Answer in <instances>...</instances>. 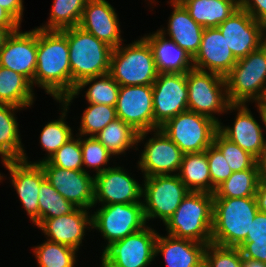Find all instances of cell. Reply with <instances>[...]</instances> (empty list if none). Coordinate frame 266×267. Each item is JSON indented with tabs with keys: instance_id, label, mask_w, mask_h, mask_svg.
Returning a JSON list of instances; mask_svg holds the SVG:
<instances>
[{
	"instance_id": "cell-1",
	"label": "cell",
	"mask_w": 266,
	"mask_h": 267,
	"mask_svg": "<svg viewBox=\"0 0 266 267\" xmlns=\"http://www.w3.org/2000/svg\"><path fill=\"white\" fill-rule=\"evenodd\" d=\"M43 89L54 101L71 94V67L67 29L37 28V63L34 88Z\"/></svg>"
},
{
	"instance_id": "cell-2",
	"label": "cell",
	"mask_w": 266,
	"mask_h": 267,
	"mask_svg": "<svg viewBox=\"0 0 266 267\" xmlns=\"http://www.w3.org/2000/svg\"><path fill=\"white\" fill-rule=\"evenodd\" d=\"M258 211L256 197L213 198L211 243L239 247Z\"/></svg>"
},
{
	"instance_id": "cell-3",
	"label": "cell",
	"mask_w": 266,
	"mask_h": 267,
	"mask_svg": "<svg viewBox=\"0 0 266 267\" xmlns=\"http://www.w3.org/2000/svg\"><path fill=\"white\" fill-rule=\"evenodd\" d=\"M165 234L202 244L211 243L213 194L189 192L173 215L163 225Z\"/></svg>"
},
{
	"instance_id": "cell-4",
	"label": "cell",
	"mask_w": 266,
	"mask_h": 267,
	"mask_svg": "<svg viewBox=\"0 0 266 267\" xmlns=\"http://www.w3.org/2000/svg\"><path fill=\"white\" fill-rule=\"evenodd\" d=\"M71 93L82 80L109 73L113 48L79 26L67 28Z\"/></svg>"
},
{
	"instance_id": "cell-5",
	"label": "cell",
	"mask_w": 266,
	"mask_h": 267,
	"mask_svg": "<svg viewBox=\"0 0 266 267\" xmlns=\"http://www.w3.org/2000/svg\"><path fill=\"white\" fill-rule=\"evenodd\" d=\"M225 79L231 104H265L266 42L238 59Z\"/></svg>"
},
{
	"instance_id": "cell-6",
	"label": "cell",
	"mask_w": 266,
	"mask_h": 267,
	"mask_svg": "<svg viewBox=\"0 0 266 267\" xmlns=\"http://www.w3.org/2000/svg\"><path fill=\"white\" fill-rule=\"evenodd\" d=\"M109 74L120 86L153 85L158 72L148 42L141 36L114 48Z\"/></svg>"
},
{
	"instance_id": "cell-7",
	"label": "cell",
	"mask_w": 266,
	"mask_h": 267,
	"mask_svg": "<svg viewBox=\"0 0 266 267\" xmlns=\"http://www.w3.org/2000/svg\"><path fill=\"white\" fill-rule=\"evenodd\" d=\"M255 107H257L258 118H260L258 121L253 116L254 113L251 112L249 104H231L225 114L235 112L233 123L225 125V123L220 122L218 131L241 149L249 152L258 161L265 163L266 106L265 104H255Z\"/></svg>"
},
{
	"instance_id": "cell-8",
	"label": "cell",
	"mask_w": 266,
	"mask_h": 267,
	"mask_svg": "<svg viewBox=\"0 0 266 267\" xmlns=\"http://www.w3.org/2000/svg\"><path fill=\"white\" fill-rule=\"evenodd\" d=\"M187 86L188 110L206 116L217 124L222 122L219 116L225 114L231 105L226 79L218 74L193 68L187 72Z\"/></svg>"
},
{
	"instance_id": "cell-9",
	"label": "cell",
	"mask_w": 266,
	"mask_h": 267,
	"mask_svg": "<svg viewBox=\"0 0 266 267\" xmlns=\"http://www.w3.org/2000/svg\"><path fill=\"white\" fill-rule=\"evenodd\" d=\"M149 134L151 136H148ZM141 144L144 147L139 150L136 168L141 171L143 178L178 175L184 153L160 128L140 132L137 145L141 146Z\"/></svg>"
},
{
	"instance_id": "cell-10",
	"label": "cell",
	"mask_w": 266,
	"mask_h": 267,
	"mask_svg": "<svg viewBox=\"0 0 266 267\" xmlns=\"http://www.w3.org/2000/svg\"><path fill=\"white\" fill-rule=\"evenodd\" d=\"M189 192L178 175L143 178L142 203L146 223L158 219L164 225Z\"/></svg>"
},
{
	"instance_id": "cell-11",
	"label": "cell",
	"mask_w": 266,
	"mask_h": 267,
	"mask_svg": "<svg viewBox=\"0 0 266 267\" xmlns=\"http://www.w3.org/2000/svg\"><path fill=\"white\" fill-rule=\"evenodd\" d=\"M91 211H93L92 229L100 232L101 237L106 242L101 246L102 252L112 243L143 229L147 225L143 203L98 205L96 211L95 208Z\"/></svg>"
},
{
	"instance_id": "cell-12",
	"label": "cell",
	"mask_w": 266,
	"mask_h": 267,
	"mask_svg": "<svg viewBox=\"0 0 266 267\" xmlns=\"http://www.w3.org/2000/svg\"><path fill=\"white\" fill-rule=\"evenodd\" d=\"M158 231L150 224L109 245L101 256L100 267H149L154 265Z\"/></svg>"
},
{
	"instance_id": "cell-13",
	"label": "cell",
	"mask_w": 266,
	"mask_h": 267,
	"mask_svg": "<svg viewBox=\"0 0 266 267\" xmlns=\"http://www.w3.org/2000/svg\"><path fill=\"white\" fill-rule=\"evenodd\" d=\"M160 129L185 153L202 152L213 143L218 124L190 110L169 119Z\"/></svg>"
},
{
	"instance_id": "cell-14",
	"label": "cell",
	"mask_w": 266,
	"mask_h": 267,
	"mask_svg": "<svg viewBox=\"0 0 266 267\" xmlns=\"http://www.w3.org/2000/svg\"><path fill=\"white\" fill-rule=\"evenodd\" d=\"M154 129L188 110L187 73H161L152 85Z\"/></svg>"
},
{
	"instance_id": "cell-15",
	"label": "cell",
	"mask_w": 266,
	"mask_h": 267,
	"mask_svg": "<svg viewBox=\"0 0 266 267\" xmlns=\"http://www.w3.org/2000/svg\"><path fill=\"white\" fill-rule=\"evenodd\" d=\"M114 163L115 166L94 176L93 208L113 203H142V183L128 169Z\"/></svg>"
},
{
	"instance_id": "cell-16",
	"label": "cell",
	"mask_w": 266,
	"mask_h": 267,
	"mask_svg": "<svg viewBox=\"0 0 266 267\" xmlns=\"http://www.w3.org/2000/svg\"><path fill=\"white\" fill-rule=\"evenodd\" d=\"M238 60L266 42V26L239 7L218 27Z\"/></svg>"
},
{
	"instance_id": "cell-17",
	"label": "cell",
	"mask_w": 266,
	"mask_h": 267,
	"mask_svg": "<svg viewBox=\"0 0 266 267\" xmlns=\"http://www.w3.org/2000/svg\"><path fill=\"white\" fill-rule=\"evenodd\" d=\"M8 170L10 184L16 191L30 222L39 224V191L41 183L46 179L40 163H30L20 160L4 161L2 164Z\"/></svg>"
},
{
	"instance_id": "cell-18",
	"label": "cell",
	"mask_w": 266,
	"mask_h": 267,
	"mask_svg": "<svg viewBox=\"0 0 266 267\" xmlns=\"http://www.w3.org/2000/svg\"><path fill=\"white\" fill-rule=\"evenodd\" d=\"M46 180L78 208L94 207V176L84 170H68L53 166L48 160L40 163ZM92 208V209H91Z\"/></svg>"
},
{
	"instance_id": "cell-19",
	"label": "cell",
	"mask_w": 266,
	"mask_h": 267,
	"mask_svg": "<svg viewBox=\"0 0 266 267\" xmlns=\"http://www.w3.org/2000/svg\"><path fill=\"white\" fill-rule=\"evenodd\" d=\"M152 85L120 86L117 118L131 125L137 132L154 130Z\"/></svg>"
},
{
	"instance_id": "cell-20",
	"label": "cell",
	"mask_w": 266,
	"mask_h": 267,
	"mask_svg": "<svg viewBox=\"0 0 266 267\" xmlns=\"http://www.w3.org/2000/svg\"><path fill=\"white\" fill-rule=\"evenodd\" d=\"M37 63V27L12 32L0 51V66L25 76L34 89Z\"/></svg>"
},
{
	"instance_id": "cell-21",
	"label": "cell",
	"mask_w": 266,
	"mask_h": 267,
	"mask_svg": "<svg viewBox=\"0 0 266 267\" xmlns=\"http://www.w3.org/2000/svg\"><path fill=\"white\" fill-rule=\"evenodd\" d=\"M37 228L49 241L67 245L80 251L87 231L92 229V211L77 208L70 214L44 219ZM85 236V237H84Z\"/></svg>"
},
{
	"instance_id": "cell-22",
	"label": "cell",
	"mask_w": 266,
	"mask_h": 267,
	"mask_svg": "<svg viewBox=\"0 0 266 267\" xmlns=\"http://www.w3.org/2000/svg\"><path fill=\"white\" fill-rule=\"evenodd\" d=\"M116 11L107 0H87L78 26L113 49L117 48L127 40L122 37Z\"/></svg>"
},
{
	"instance_id": "cell-23",
	"label": "cell",
	"mask_w": 266,
	"mask_h": 267,
	"mask_svg": "<svg viewBox=\"0 0 266 267\" xmlns=\"http://www.w3.org/2000/svg\"><path fill=\"white\" fill-rule=\"evenodd\" d=\"M236 63L221 31L217 27L204 28L200 48L193 57L194 68L225 78Z\"/></svg>"
},
{
	"instance_id": "cell-24",
	"label": "cell",
	"mask_w": 266,
	"mask_h": 267,
	"mask_svg": "<svg viewBox=\"0 0 266 267\" xmlns=\"http://www.w3.org/2000/svg\"><path fill=\"white\" fill-rule=\"evenodd\" d=\"M167 4L173 11L168 17L167 27L161 25L158 30L193 58L200 48L204 27L195 22L177 0H169Z\"/></svg>"
},
{
	"instance_id": "cell-25",
	"label": "cell",
	"mask_w": 266,
	"mask_h": 267,
	"mask_svg": "<svg viewBox=\"0 0 266 267\" xmlns=\"http://www.w3.org/2000/svg\"><path fill=\"white\" fill-rule=\"evenodd\" d=\"M163 235L158 232L155 258L162 256L166 267H199L205 260L207 244Z\"/></svg>"
},
{
	"instance_id": "cell-26",
	"label": "cell",
	"mask_w": 266,
	"mask_h": 267,
	"mask_svg": "<svg viewBox=\"0 0 266 267\" xmlns=\"http://www.w3.org/2000/svg\"><path fill=\"white\" fill-rule=\"evenodd\" d=\"M150 45L158 74L187 73L193 69V58L158 29L142 36Z\"/></svg>"
},
{
	"instance_id": "cell-27",
	"label": "cell",
	"mask_w": 266,
	"mask_h": 267,
	"mask_svg": "<svg viewBox=\"0 0 266 267\" xmlns=\"http://www.w3.org/2000/svg\"><path fill=\"white\" fill-rule=\"evenodd\" d=\"M119 89L120 85L118 82L115 81L108 73L102 76L90 77L82 80L76 85L73 93L65 96L61 101L70 108L73 104V100L78 98L79 94L81 95L84 92V95L82 94L81 96H84L87 103L103 104L115 107L117 104Z\"/></svg>"
},
{
	"instance_id": "cell-28",
	"label": "cell",
	"mask_w": 266,
	"mask_h": 267,
	"mask_svg": "<svg viewBox=\"0 0 266 267\" xmlns=\"http://www.w3.org/2000/svg\"><path fill=\"white\" fill-rule=\"evenodd\" d=\"M21 110L11 104H0V157L1 163L9 160H20L25 150L22 143L17 113ZM17 112V113H16Z\"/></svg>"
},
{
	"instance_id": "cell-29",
	"label": "cell",
	"mask_w": 266,
	"mask_h": 267,
	"mask_svg": "<svg viewBox=\"0 0 266 267\" xmlns=\"http://www.w3.org/2000/svg\"><path fill=\"white\" fill-rule=\"evenodd\" d=\"M56 102L59 103V117L46 122L44 126L42 125L40 131L39 144H41L42 151H45V156L41 159L30 161L29 156L25 152L22 160L30 163L47 161L74 136V128L72 126L70 127V124L66 121L70 108H68L62 101Z\"/></svg>"
},
{
	"instance_id": "cell-30",
	"label": "cell",
	"mask_w": 266,
	"mask_h": 267,
	"mask_svg": "<svg viewBox=\"0 0 266 267\" xmlns=\"http://www.w3.org/2000/svg\"><path fill=\"white\" fill-rule=\"evenodd\" d=\"M204 28L218 27L240 7V0H177Z\"/></svg>"
},
{
	"instance_id": "cell-31",
	"label": "cell",
	"mask_w": 266,
	"mask_h": 267,
	"mask_svg": "<svg viewBox=\"0 0 266 267\" xmlns=\"http://www.w3.org/2000/svg\"><path fill=\"white\" fill-rule=\"evenodd\" d=\"M34 90L25 76L0 66V104L31 108L37 99Z\"/></svg>"
},
{
	"instance_id": "cell-32",
	"label": "cell",
	"mask_w": 266,
	"mask_h": 267,
	"mask_svg": "<svg viewBox=\"0 0 266 267\" xmlns=\"http://www.w3.org/2000/svg\"><path fill=\"white\" fill-rule=\"evenodd\" d=\"M137 132L131 125L116 118L109 123L95 138L112 154V156L120 159V155L127 154L130 149L138 151Z\"/></svg>"
},
{
	"instance_id": "cell-33",
	"label": "cell",
	"mask_w": 266,
	"mask_h": 267,
	"mask_svg": "<svg viewBox=\"0 0 266 267\" xmlns=\"http://www.w3.org/2000/svg\"><path fill=\"white\" fill-rule=\"evenodd\" d=\"M263 164L258 161L251 169L233 172L216 188L213 198L255 197L258 184L263 178Z\"/></svg>"
},
{
	"instance_id": "cell-34",
	"label": "cell",
	"mask_w": 266,
	"mask_h": 267,
	"mask_svg": "<svg viewBox=\"0 0 266 267\" xmlns=\"http://www.w3.org/2000/svg\"><path fill=\"white\" fill-rule=\"evenodd\" d=\"M178 176L190 191L211 193V176L206 150L185 153Z\"/></svg>"
},
{
	"instance_id": "cell-35",
	"label": "cell",
	"mask_w": 266,
	"mask_h": 267,
	"mask_svg": "<svg viewBox=\"0 0 266 267\" xmlns=\"http://www.w3.org/2000/svg\"><path fill=\"white\" fill-rule=\"evenodd\" d=\"M87 0H53L48 21L37 26L43 30H64L79 25Z\"/></svg>"
},
{
	"instance_id": "cell-36",
	"label": "cell",
	"mask_w": 266,
	"mask_h": 267,
	"mask_svg": "<svg viewBox=\"0 0 266 267\" xmlns=\"http://www.w3.org/2000/svg\"><path fill=\"white\" fill-rule=\"evenodd\" d=\"M37 267H75L78 258L76 249L67 245L44 240L41 244L32 247Z\"/></svg>"
},
{
	"instance_id": "cell-37",
	"label": "cell",
	"mask_w": 266,
	"mask_h": 267,
	"mask_svg": "<svg viewBox=\"0 0 266 267\" xmlns=\"http://www.w3.org/2000/svg\"><path fill=\"white\" fill-rule=\"evenodd\" d=\"M86 107L80 116L81 122L76 135L95 137L117 118L116 108L113 106L88 103Z\"/></svg>"
},
{
	"instance_id": "cell-38",
	"label": "cell",
	"mask_w": 266,
	"mask_h": 267,
	"mask_svg": "<svg viewBox=\"0 0 266 267\" xmlns=\"http://www.w3.org/2000/svg\"><path fill=\"white\" fill-rule=\"evenodd\" d=\"M38 205L39 223L44 219L70 214L78 208L60 195L46 179L40 186Z\"/></svg>"
},
{
	"instance_id": "cell-39",
	"label": "cell",
	"mask_w": 266,
	"mask_h": 267,
	"mask_svg": "<svg viewBox=\"0 0 266 267\" xmlns=\"http://www.w3.org/2000/svg\"><path fill=\"white\" fill-rule=\"evenodd\" d=\"M80 146L83 156V170L89 174L91 173V175L93 174V176L110 168L111 163L109 162L112 158L113 161H116L95 137L80 135Z\"/></svg>"
},
{
	"instance_id": "cell-40",
	"label": "cell",
	"mask_w": 266,
	"mask_h": 267,
	"mask_svg": "<svg viewBox=\"0 0 266 267\" xmlns=\"http://www.w3.org/2000/svg\"><path fill=\"white\" fill-rule=\"evenodd\" d=\"M213 144L221 151L232 172L251 169L258 162L249 152L225 138L219 131L214 135Z\"/></svg>"
},
{
	"instance_id": "cell-41",
	"label": "cell",
	"mask_w": 266,
	"mask_h": 267,
	"mask_svg": "<svg viewBox=\"0 0 266 267\" xmlns=\"http://www.w3.org/2000/svg\"><path fill=\"white\" fill-rule=\"evenodd\" d=\"M53 166L68 170H83L80 135H74L48 160Z\"/></svg>"
},
{
	"instance_id": "cell-42",
	"label": "cell",
	"mask_w": 266,
	"mask_h": 267,
	"mask_svg": "<svg viewBox=\"0 0 266 267\" xmlns=\"http://www.w3.org/2000/svg\"><path fill=\"white\" fill-rule=\"evenodd\" d=\"M205 261L211 267H243L239 247H224L209 243L205 249Z\"/></svg>"
},
{
	"instance_id": "cell-43",
	"label": "cell",
	"mask_w": 266,
	"mask_h": 267,
	"mask_svg": "<svg viewBox=\"0 0 266 267\" xmlns=\"http://www.w3.org/2000/svg\"><path fill=\"white\" fill-rule=\"evenodd\" d=\"M211 176V193L214 194L225 180L233 173L221 151L212 143L206 150Z\"/></svg>"
},
{
	"instance_id": "cell-44",
	"label": "cell",
	"mask_w": 266,
	"mask_h": 267,
	"mask_svg": "<svg viewBox=\"0 0 266 267\" xmlns=\"http://www.w3.org/2000/svg\"><path fill=\"white\" fill-rule=\"evenodd\" d=\"M244 242H254V244H266V213L257 211L250 232H248Z\"/></svg>"
},
{
	"instance_id": "cell-45",
	"label": "cell",
	"mask_w": 266,
	"mask_h": 267,
	"mask_svg": "<svg viewBox=\"0 0 266 267\" xmlns=\"http://www.w3.org/2000/svg\"><path fill=\"white\" fill-rule=\"evenodd\" d=\"M240 7L266 26V0H240Z\"/></svg>"
},
{
	"instance_id": "cell-46",
	"label": "cell",
	"mask_w": 266,
	"mask_h": 267,
	"mask_svg": "<svg viewBox=\"0 0 266 267\" xmlns=\"http://www.w3.org/2000/svg\"><path fill=\"white\" fill-rule=\"evenodd\" d=\"M242 257L266 263V244L243 242L240 246Z\"/></svg>"
},
{
	"instance_id": "cell-47",
	"label": "cell",
	"mask_w": 266,
	"mask_h": 267,
	"mask_svg": "<svg viewBox=\"0 0 266 267\" xmlns=\"http://www.w3.org/2000/svg\"><path fill=\"white\" fill-rule=\"evenodd\" d=\"M24 0H0V7L9 12L20 24L24 17Z\"/></svg>"
},
{
	"instance_id": "cell-48",
	"label": "cell",
	"mask_w": 266,
	"mask_h": 267,
	"mask_svg": "<svg viewBox=\"0 0 266 267\" xmlns=\"http://www.w3.org/2000/svg\"><path fill=\"white\" fill-rule=\"evenodd\" d=\"M21 25L9 12L0 7V27H7L14 32L21 28Z\"/></svg>"
},
{
	"instance_id": "cell-49",
	"label": "cell",
	"mask_w": 266,
	"mask_h": 267,
	"mask_svg": "<svg viewBox=\"0 0 266 267\" xmlns=\"http://www.w3.org/2000/svg\"><path fill=\"white\" fill-rule=\"evenodd\" d=\"M258 211L266 213V181L262 178L255 194Z\"/></svg>"
},
{
	"instance_id": "cell-50",
	"label": "cell",
	"mask_w": 266,
	"mask_h": 267,
	"mask_svg": "<svg viewBox=\"0 0 266 267\" xmlns=\"http://www.w3.org/2000/svg\"><path fill=\"white\" fill-rule=\"evenodd\" d=\"M243 267H266V263L257 260L243 258Z\"/></svg>"
},
{
	"instance_id": "cell-51",
	"label": "cell",
	"mask_w": 266,
	"mask_h": 267,
	"mask_svg": "<svg viewBox=\"0 0 266 267\" xmlns=\"http://www.w3.org/2000/svg\"><path fill=\"white\" fill-rule=\"evenodd\" d=\"M11 33L12 32L7 27H0V51L4 46L6 39Z\"/></svg>"
},
{
	"instance_id": "cell-52",
	"label": "cell",
	"mask_w": 266,
	"mask_h": 267,
	"mask_svg": "<svg viewBox=\"0 0 266 267\" xmlns=\"http://www.w3.org/2000/svg\"><path fill=\"white\" fill-rule=\"evenodd\" d=\"M145 1H148L147 3H148V6H150V8L152 9V11L154 10V5L156 6V3H158L159 1H157V0H145ZM157 1V2H156ZM154 4V5H153ZM152 5V6H151Z\"/></svg>"
},
{
	"instance_id": "cell-53",
	"label": "cell",
	"mask_w": 266,
	"mask_h": 267,
	"mask_svg": "<svg viewBox=\"0 0 266 267\" xmlns=\"http://www.w3.org/2000/svg\"><path fill=\"white\" fill-rule=\"evenodd\" d=\"M263 179L266 181V162L263 164Z\"/></svg>"
},
{
	"instance_id": "cell-54",
	"label": "cell",
	"mask_w": 266,
	"mask_h": 267,
	"mask_svg": "<svg viewBox=\"0 0 266 267\" xmlns=\"http://www.w3.org/2000/svg\"><path fill=\"white\" fill-rule=\"evenodd\" d=\"M199 267H211L205 260L201 263Z\"/></svg>"
},
{
	"instance_id": "cell-55",
	"label": "cell",
	"mask_w": 266,
	"mask_h": 267,
	"mask_svg": "<svg viewBox=\"0 0 266 267\" xmlns=\"http://www.w3.org/2000/svg\"><path fill=\"white\" fill-rule=\"evenodd\" d=\"M6 177H7V176H5V174L3 175V173L0 172V183H1L4 179L6 180V179H7Z\"/></svg>"
}]
</instances>
